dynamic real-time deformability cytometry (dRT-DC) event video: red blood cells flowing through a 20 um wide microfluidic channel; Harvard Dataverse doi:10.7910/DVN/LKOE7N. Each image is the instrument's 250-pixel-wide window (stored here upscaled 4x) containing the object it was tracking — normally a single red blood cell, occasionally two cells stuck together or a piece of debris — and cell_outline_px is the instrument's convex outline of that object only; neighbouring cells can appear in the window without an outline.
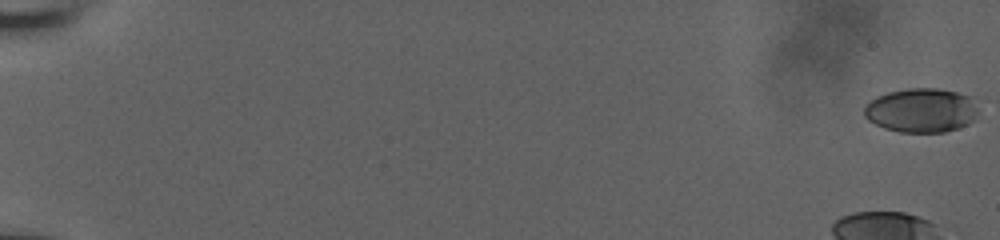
{"species": "human", "species_latin": "Homo sapiens", "temperature_condition": "room temperature", "stored_images_in_passage": 57, "camera_frame_rate_fps": 3000, "um_per_image_px": 0.085, "donor": {"sex": "male"}, "frame": {"image": 1, "passage_image": 1, "time_ms": 0.0, "image_size_px": [1000, 240], "cell_outline_px": [[976, 112], [972, 120], [968, 124], [944, 132], [900, 132], [884, 128], [868, 120], [864, 116], [864, 104], [876, 96], [888, 92], [908, 88], [936, 88], [956, 92], [972, 96], [976, 108]], "centroid_in_image_um": [78.26, 9.37], "position_along_channel_um": 6.7, "area_um2": 29.36}}
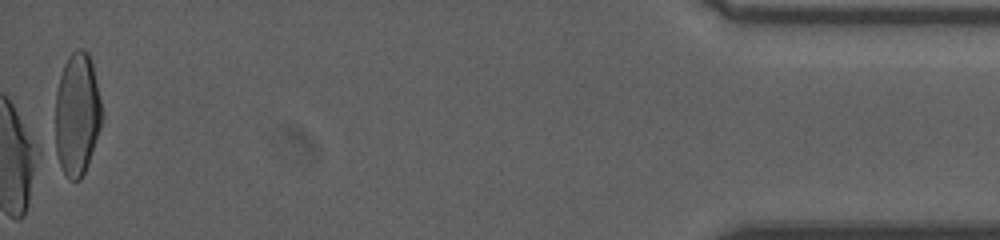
{"frame": {"image": 2, "passage_image": 57, "time_ms": 18.667, "image_size_px": [1000, 240], "cell_outline_px": [[104, 116], [88, 164], [80, 180], [68, 180], [52, 152], [56, 92], [60, 76], [64, 64], [68, 56], [76, 48], [84, 48], [88, 52], [92, 64], [104, 112]], "centroid_in_image_um": [6.51, 9.76], "position_along_channel_um": 428.7, "area_um2": 34.68}, "authors_computed_cell_mechanics": {"area_um2": 33.524, "velocity_mm_per_s": 3.9314, "shape_relaxation_time_tau1_ms": 5.8046, "shape_relaxation_time_tau2_ms": 1.4924, "deformation_change_tau1": 0.2044, "deformation_change_tau2": 0.0497}}